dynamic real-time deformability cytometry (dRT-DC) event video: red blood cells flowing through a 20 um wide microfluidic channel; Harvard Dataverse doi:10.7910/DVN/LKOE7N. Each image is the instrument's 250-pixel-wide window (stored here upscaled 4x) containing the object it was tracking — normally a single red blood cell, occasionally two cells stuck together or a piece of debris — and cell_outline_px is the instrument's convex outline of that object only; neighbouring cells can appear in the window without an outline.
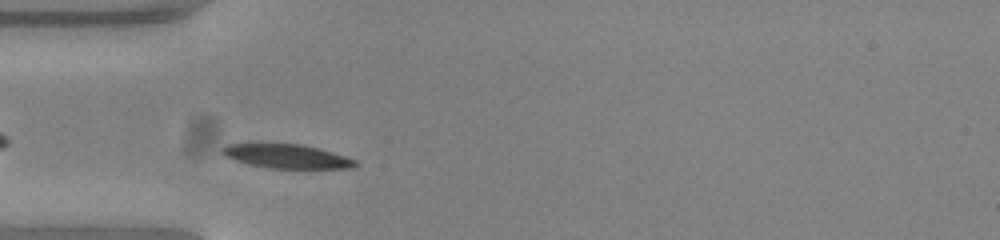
{"species": "common noctule bat (a hibernating species)", "species_latin": "Nyctalus noctula", "temperature_condition": "warm", "stored_images_in_passage": 36, "camera_frame_rate_fps": 3000, "um_per_image_px": 0.085, "animal": {"sex": "female", "body_mass_g": 23.0, "forearm_length_mm": 53.4}, "frame": {"image": 1, "passage_image": 4, "time_ms": 1.0, "image_size_px": [1000, 240], "cell_outline_px": [[360, 164], [352, 168], [268, 168], [248, 164], [224, 156], [220, 152], [220, 148], [228, 144], [300, 144], [332, 152], [356, 160]], "centroid_in_image_um": [24.35, 13.29], "position_along_channel_um": 60.6, "area_um2": 18.44}}
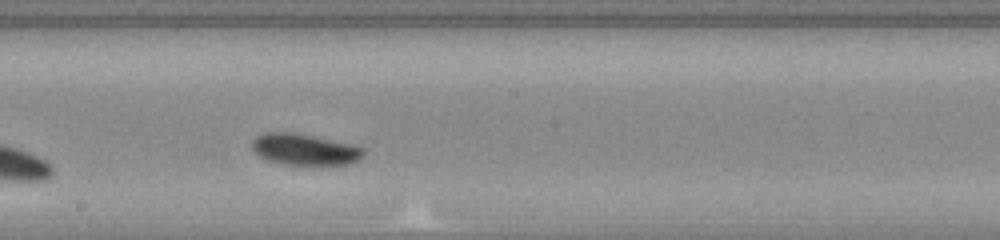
{"frame": {"image": 2, "passage_image": 17, "time_ms": 5.333, "image_size_px": [1000, 240], "cell_outline_px": [[364, 152], [352, 164], [284, 164], [268, 160], [260, 156], [252, 148], [252, 140], [256, 136], [264, 132], [292, 132], [352, 144], [364, 148]], "centroid_in_image_um": [25.86, 12.69], "position_along_channel_um": 222.3, "area_um2": 20.0}}
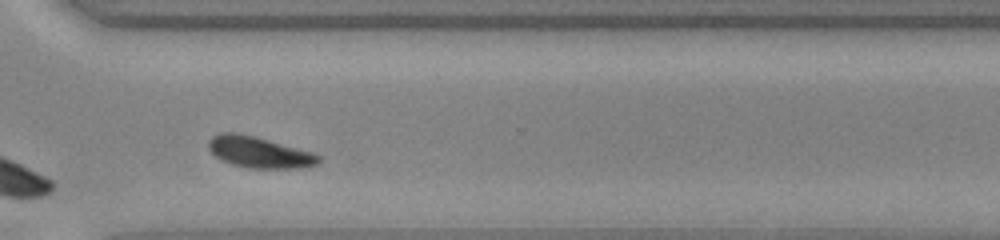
{"frame": {"image": 3, "passage_image": 27, "time_ms": 8.667, "image_size_px": [1000, 240], "cell_outline_px": [[320, 164], [304, 168], [252, 168], [232, 164], [220, 160], [208, 148], [208, 140], [212, 136], [220, 132], [232, 132], [252, 136], [268, 140], [312, 152], [320, 156]], "centroid_in_image_um": [22.03, 12.95], "position_along_channel_um": 348.6, "area_um2": 19.88}, "authors_computed_cell_mechanics": {"area_um2": 19.9121, "velocity_mm_per_s": 3.7802, "shape_relaxation_time_tau1_ms": 2.4528, "shape_relaxation_time_tau2_ms": null, "deformation_change_tau1": 0.1292, "deformation_change_tau2": null}}